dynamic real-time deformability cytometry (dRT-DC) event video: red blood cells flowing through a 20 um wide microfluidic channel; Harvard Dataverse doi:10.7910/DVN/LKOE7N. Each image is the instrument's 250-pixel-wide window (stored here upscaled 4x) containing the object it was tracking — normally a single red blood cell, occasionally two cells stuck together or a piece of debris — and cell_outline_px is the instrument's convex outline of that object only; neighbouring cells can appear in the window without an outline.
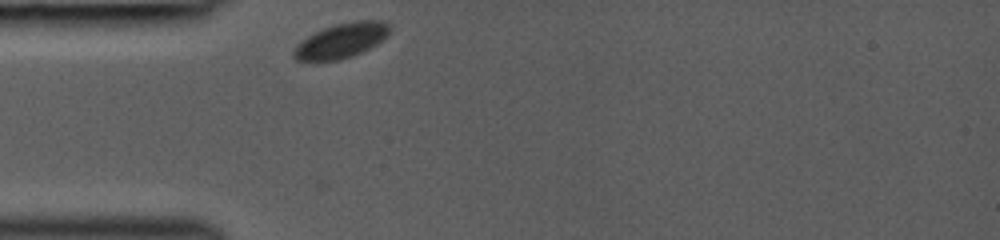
{"species": "common noctule bat (a hibernating species)", "species_latin": "Nyctalus noctula", "temperature_condition": "room temperature", "stored_images_in_passage": 31, "camera_frame_rate_fps": 3000, "um_per_image_px": 0.085, "animal": {"sex": "female", "body_mass_g": 19.0, "forearm_length_mm": 53.3}, "frame": {"image": 1, "passage_image": 1, "time_ms": 0.0, "image_size_px": [1000, 240], "cell_outline_px": [[388, 36], [376, 44], [352, 56], [340, 60], [296, 60], [292, 52], [308, 36], [324, 28], [336, 24], [352, 20], [376, 20], [388, 24]], "centroid_in_image_um": [29.04, 3.44], "position_along_channel_um": 56.0, "area_um2": 18.9}}
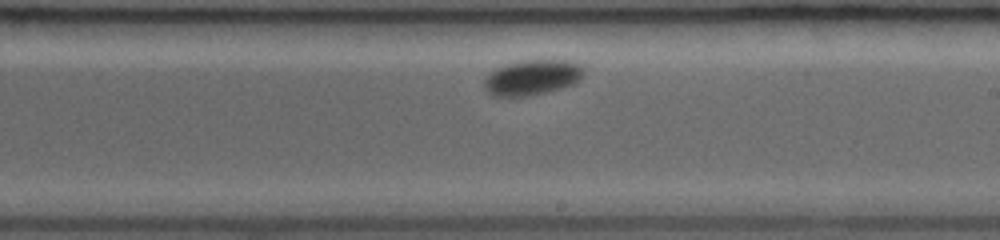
{"frame": {"image": 2, "passage_image": 19, "time_ms": 5.0, "image_size_px": [1000, 240], "cell_outline_px": [[584, 72], [580, 80], [572, 84], [560, 88], [532, 96], [492, 96], [484, 88], [484, 80], [496, 68], [504, 64], [520, 60], [568, 60], [580, 64], [584, 68]], "centroid_in_image_um": [45.24, 6.58], "position_along_channel_um": 243.8, "area_um2": 20.58}}
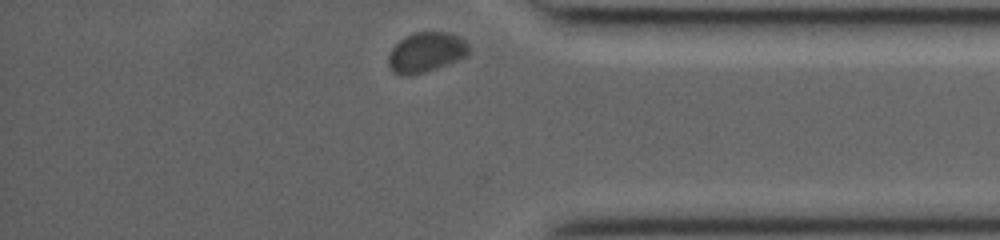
{"frame": {"image": 3, "passage_image": 31, "time_ms": 9.0, "image_size_px": [1000, 240], "cell_outline_px": [[468, 52], [460, 60], [424, 72], [408, 76], [400, 76], [392, 72], [388, 68], [388, 56], [392, 48], [400, 40], [416, 32], [448, 32], [460, 36], [468, 44]], "centroid_in_image_um": [36.19, 4.46], "position_along_channel_um": 399.0, "area_um2": 18.79}}